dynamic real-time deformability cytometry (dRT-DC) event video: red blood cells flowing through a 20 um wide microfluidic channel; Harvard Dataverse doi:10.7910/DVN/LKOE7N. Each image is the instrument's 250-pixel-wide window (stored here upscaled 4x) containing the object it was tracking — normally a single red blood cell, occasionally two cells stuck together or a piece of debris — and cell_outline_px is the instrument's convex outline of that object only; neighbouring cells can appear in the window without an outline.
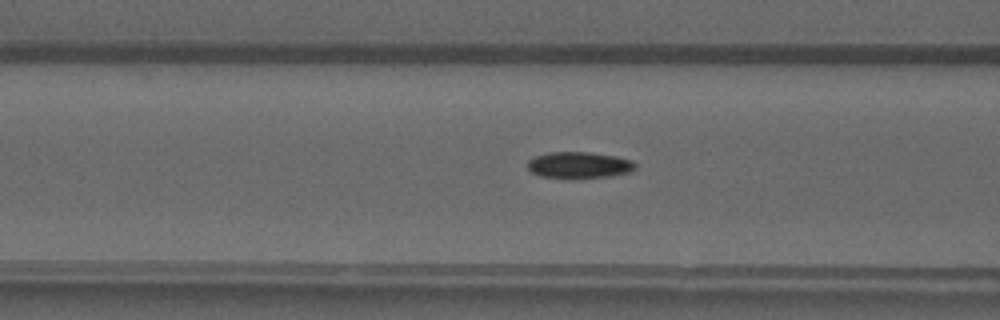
{"species": "common noctule bat (a hibernating species)", "species_latin": "Nyctalus noctula", "temperature_condition": "warm", "stored_images_in_passage": 36, "camera_frame_rate_fps": 3000, "um_per_image_px": 0.085, "animal": {"sex": "male", "forearm_length_mm": 52.5}, "frame": {"image": 1, "passage_image": 6, "time_ms": 1.667, "image_size_px": [1000, 320], "cell_outline_px": [[636, 168], [628, 172], [608, 176], [576, 180], [572, 180], [540, 176], [532, 172], [528, 168], [528, 160], [536, 156], [548, 152], [592, 152], [616, 156], [632, 160], [636, 164]], "centroid_in_image_um": [49.21, 14.05], "position_along_channel_um": 117.4, "area_um2": 16.99}}
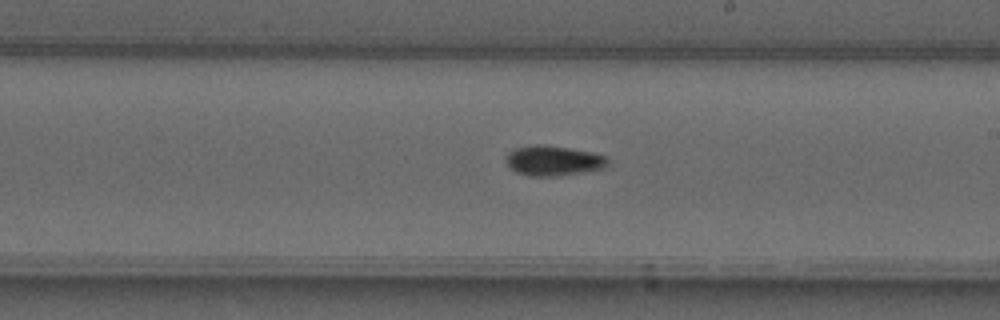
{"frame": {"image": 2, "passage_image": 15, "time_ms": 4.667, "image_size_px": [1000, 320], "cell_outline_px": [[608, 164], [604, 168], [584, 172], [556, 176], [528, 176], [516, 172], [508, 168], [504, 160], [508, 152], [516, 148], [536, 144], [540, 144], [568, 148], [592, 152], [608, 156]], "centroid_in_image_um": [47.01, 13.66], "position_along_channel_um": 242.0, "area_um2": 18.03}}
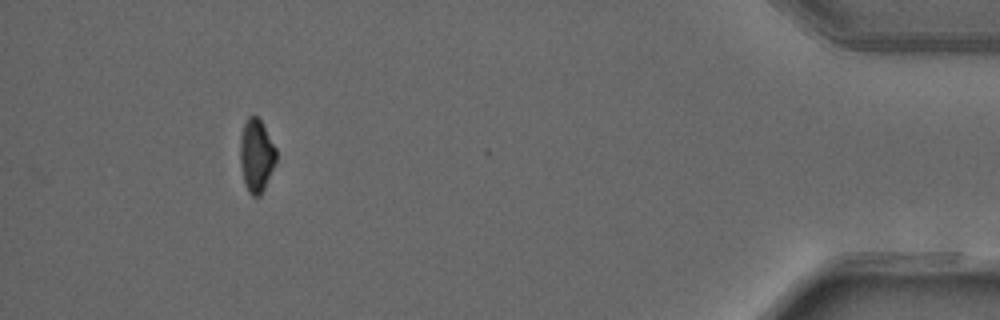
{"frame": {"image": 3, "passage_image": 32, "time_ms": 10.333, "image_size_px": [1000, 320], "cell_outline_px": [[276, 160], [264, 188], [260, 196], [252, 196], [248, 192], [244, 184], [240, 164], [240, 136], [244, 124], [248, 116], [256, 116], [260, 120], [276, 148]], "centroid_in_image_um": [21.77, 13.23], "position_along_channel_um": 413.4, "area_um2": 15.2}, "authors_computed_cell_mechanics": {"area_um2": 16.8198, "velocity_mm_per_s": 4.165, "shape_relaxation_time_tau1_ms": null, "shape_relaxation_time_tau2_ms": 4.4625, "deformation_change_tau1": null, "deformation_change_tau2": 0.0708}}